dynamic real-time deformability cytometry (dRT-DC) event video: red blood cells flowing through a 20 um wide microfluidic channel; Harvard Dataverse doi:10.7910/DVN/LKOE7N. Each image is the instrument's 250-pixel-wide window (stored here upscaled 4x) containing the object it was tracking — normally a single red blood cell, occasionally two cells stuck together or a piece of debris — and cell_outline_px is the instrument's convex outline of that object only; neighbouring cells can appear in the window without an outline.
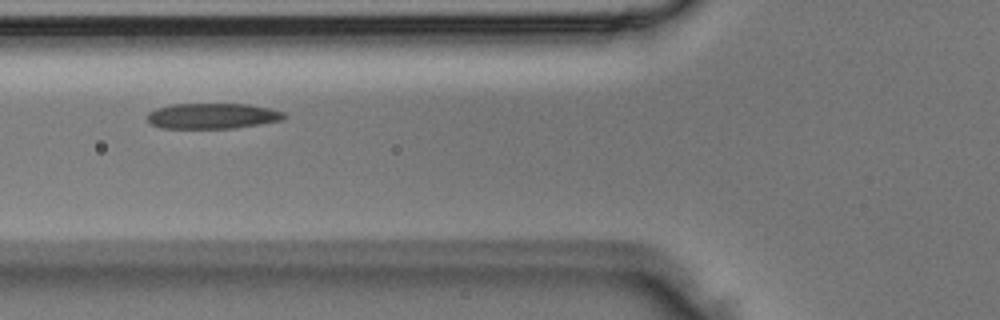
{"species": "Egyptian fruit bat (a non-hibernating species)", "species_latin": "Rousettus aegyptiacus", "temperature_condition": "room temperature", "stored_images_in_passage": 4, "camera_frame_rate_fps": 3000, "um_per_image_px": 0.085, "animal": {"sex": "male"}, "frame": {"image": 1, "passage_image": 4, "time_ms": 1.0, "image_size_px": [1000, 320], "cell_outline_px": [[288, 116], [284, 120], [236, 128], [160, 128], [152, 124], [148, 120], [148, 112], [156, 108], [172, 104], [248, 104], [272, 108], [284, 112]], "centroid_in_image_um": [18.11, 9.85], "position_along_channel_um": 107.7, "area_um2": 20.58}}